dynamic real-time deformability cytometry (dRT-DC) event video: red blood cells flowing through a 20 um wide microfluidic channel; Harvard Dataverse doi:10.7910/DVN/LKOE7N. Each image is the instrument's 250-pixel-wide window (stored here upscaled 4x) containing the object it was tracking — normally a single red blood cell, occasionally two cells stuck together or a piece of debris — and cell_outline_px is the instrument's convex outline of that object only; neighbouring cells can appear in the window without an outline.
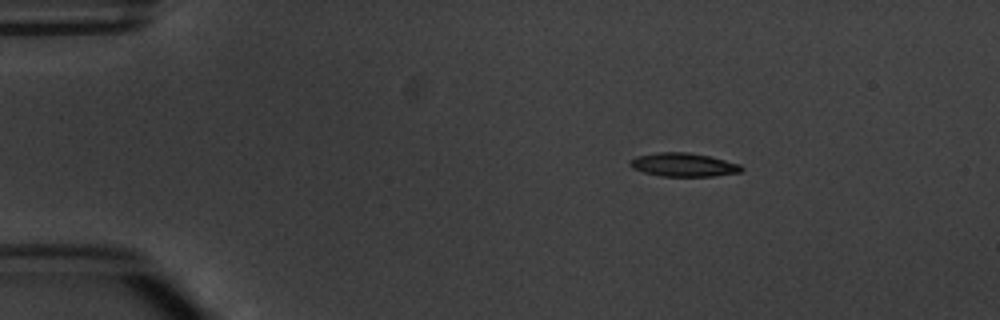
{"species": "common noctule bat (a hibernating species)", "species_latin": "Nyctalus noctula", "temperature_condition": "warm", "stored_images_in_passage": 4, "camera_frame_rate_fps": 3000, "um_per_image_px": 0.085, "animal": {"sex": "male", "body_mass_g": 20.1, "forearm_length_mm": 53.5}, "frame": {"image": 1, "passage_image": 2, "time_ms": 1.333, "image_size_px": [1000, 320], "cell_outline_px": [[744, 168], [740, 172], [712, 176], [660, 176], [644, 172], [632, 168], [628, 164], [636, 156], [656, 152], [688, 152], [708, 156], [740, 164]], "centroid_in_image_um": [58.07, 14.0], "position_along_channel_um": 26.9, "area_um2": 15.2}}
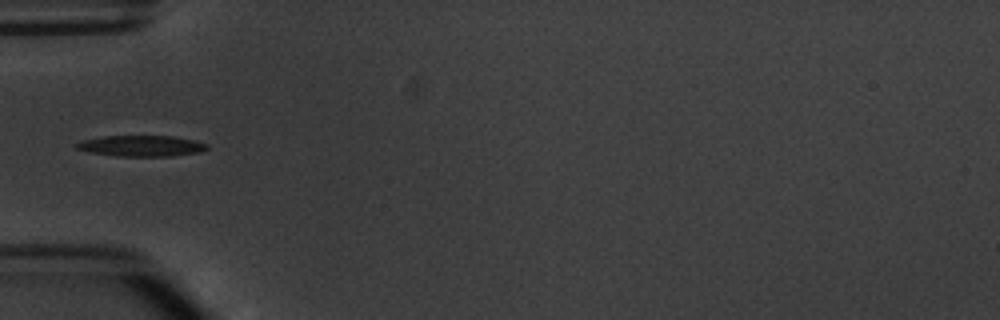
{"frame": {"image": 2, "passage_image": 4, "time_ms": 4.333, "image_size_px": [1000, 320], "cell_outline_px": [[208, 148], [200, 152], [172, 156], [116, 156], [92, 152], [76, 148], [72, 144], [84, 140], [104, 136], [172, 136], [196, 140], [208, 144]], "centroid_in_image_um": [12.05, 12.4], "position_along_channel_um": 73.0, "area_um2": 15.9}}